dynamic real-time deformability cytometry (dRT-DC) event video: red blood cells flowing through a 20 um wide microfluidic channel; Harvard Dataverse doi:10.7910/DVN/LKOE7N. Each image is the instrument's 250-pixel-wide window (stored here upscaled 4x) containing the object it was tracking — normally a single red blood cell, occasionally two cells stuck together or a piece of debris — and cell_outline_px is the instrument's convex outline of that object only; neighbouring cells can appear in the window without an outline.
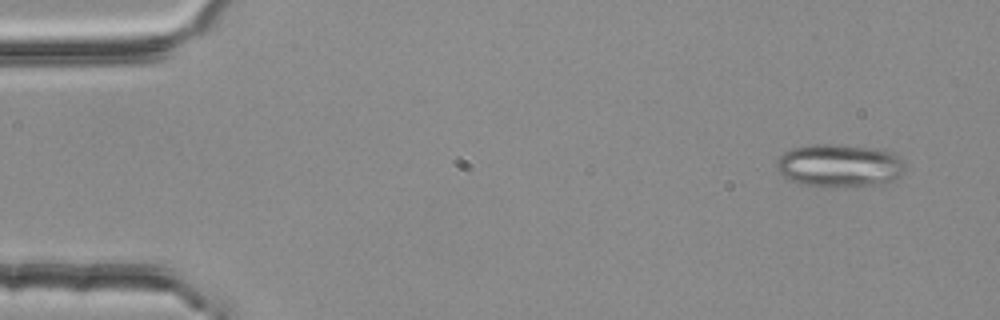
{"species": "common noctule bat (a hibernating species)", "species_latin": "Nyctalus noctula", "temperature_condition": "room temperature", "stored_images_in_passage": 4, "camera_frame_rate_fps": 3000, "um_per_image_px": 0.085, "animal": {"sex": "female", "body_mass_g": 25.1}, "frame": {"image": 1, "passage_image": 1, "time_ms": 0.0, "image_size_px": [1000, 320], "cell_outline_px": [[904, 172], [900, 176], [892, 180], [876, 184], [824, 188], [820, 188], [800, 184], [784, 176], [776, 168], [776, 160], [784, 152], [792, 148], [812, 144], [836, 144], [872, 148], [896, 152], [900, 156], [904, 164]], "centroid_in_image_um": [71.34, 14.07], "position_along_channel_um": 13.7, "area_um2": 32.48}}